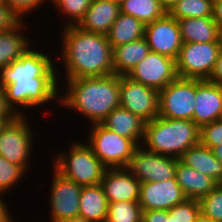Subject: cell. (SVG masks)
I'll return each instance as SVG.
<instances>
[{
	"instance_id": "cell-1",
	"label": "cell",
	"mask_w": 222,
	"mask_h": 222,
	"mask_svg": "<svg viewBox=\"0 0 222 222\" xmlns=\"http://www.w3.org/2000/svg\"><path fill=\"white\" fill-rule=\"evenodd\" d=\"M34 46L0 70V85L4 88L7 105L17 116H26L28 109L49 106L53 101L56 106L60 103L58 74L61 67L56 65L57 55L39 51L35 49L36 44Z\"/></svg>"
},
{
	"instance_id": "cell-2",
	"label": "cell",
	"mask_w": 222,
	"mask_h": 222,
	"mask_svg": "<svg viewBox=\"0 0 222 222\" xmlns=\"http://www.w3.org/2000/svg\"><path fill=\"white\" fill-rule=\"evenodd\" d=\"M61 28V45H58L61 53L56 52V60L63 65L64 79L114 74L113 48L106 35L87 32L76 25Z\"/></svg>"
},
{
	"instance_id": "cell-3",
	"label": "cell",
	"mask_w": 222,
	"mask_h": 222,
	"mask_svg": "<svg viewBox=\"0 0 222 222\" xmlns=\"http://www.w3.org/2000/svg\"><path fill=\"white\" fill-rule=\"evenodd\" d=\"M61 75L60 72L58 79L60 89L64 88V91L60 90L59 105L79 113V116L82 114L81 117L87 119L89 125L101 123L113 109L120 106L119 75L78 79H63Z\"/></svg>"
},
{
	"instance_id": "cell-4",
	"label": "cell",
	"mask_w": 222,
	"mask_h": 222,
	"mask_svg": "<svg viewBox=\"0 0 222 222\" xmlns=\"http://www.w3.org/2000/svg\"><path fill=\"white\" fill-rule=\"evenodd\" d=\"M200 128L192 120L157 116L146 122L142 146L151 152L176 159L199 143Z\"/></svg>"
},
{
	"instance_id": "cell-5",
	"label": "cell",
	"mask_w": 222,
	"mask_h": 222,
	"mask_svg": "<svg viewBox=\"0 0 222 222\" xmlns=\"http://www.w3.org/2000/svg\"><path fill=\"white\" fill-rule=\"evenodd\" d=\"M73 141L69 150L56 151L51 164L66 178L80 186H92L101 183L106 167L95 156L91 147L83 140ZM54 160V161H53Z\"/></svg>"
},
{
	"instance_id": "cell-6",
	"label": "cell",
	"mask_w": 222,
	"mask_h": 222,
	"mask_svg": "<svg viewBox=\"0 0 222 222\" xmlns=\"http://www.w3.org/2000/svg\"><path fill=\"white\" fill-rule=\"evenodd\" d=\"M85 142L106 168H126L138 145L101 123L92 124Z\"/></svg>"
},
{
	"instance_id": "cell-7",
	"label": "cell",
	"mask_w": 222,
	"mask_h": 222,
	"mask_svg": "<svg viewBox=\"0 0 222 222\" xmlns=\"http://www.w3.org/2000/svg\"><path fill=\"white\" fill-rule=\"evenodd\" d=\"M28 117L16 116L0 132V156L22 167L26 172L31 165V154H34L32 151L35 150L33 143L37 140L33 137L35 130H32Z\"/></svg>"
},
{
	"instance_id": "cell-8",
	"label": "cell",
	"mask_w": 222,
	"mask_h": 222,
	"mask_svg": "<svg viewBox=\"0 0 222 222\" xmlns=\"http://www.w3.org/2000/svg\"><path fill=\"white\" fill-rule=\"evenodd\" d=\"M221 49L222 42L183 43L175 60L177 76L208 80Z\"/></svg>"
},
{
	"instance_id": "cell-9",
	"label": "cell",
	"mask_w": 222,
	"mask_h": 222,
	"mask_svg": "<svg viewBox=\"0 0 222 222\" xmlns=\"http://www.w3.org/2000/svg\"><path fill=\"white\" fill-rule=\"evenodd\" d=\"M196 79L177 77L159 91V117L192 120L195 110Z\"/></svg>"
},
{
	"instance_id": "cell-10",
	"label": "cell",
	"mask_w": 222,
	"mask_h": 222,
	"mask_svg": "<svg viewBox=\"0 0 222 222\" xmlns=\"http://www.w3.org/2000/svg\"><path fill=\"white\" fill-rule=\"evenodd\" d=\"M178 159L160 155L138 146L126 169L140 182H161L176 177Z\"/></svg>"
},
{
	"instance_id": "cell-11",
	"label": "cell",
	"mask_w": 222,
	"mask_h": 222,
	"mask_svg": "<svg viewBox=\"0 0 222 222\" xmlns=\"http://www.w3.org/2000/svg\"><path fill=\"white\" fill-rule=\"evenodd\" d=\"M49 202L50 222H60L79 215L82 186L66 178L52 166Z\"/></svg>"
},
{
	"instance_id": "cell-12",
	"label": "cell",
	"mask_w": 222,
	"mask_h": 222,
	"mask_svg": "<svg viewBox=\"0 0 222 222\" xmlns=\"http://www.w3.org/2000/svg\"><path fill=\"white\" fill-rule=\"evenodd\" d=\"M120 106L150 122L159 115V91L120 76Z\"/></svg>"
},
{
	"instance_id": "cell-13",
	"label": "cell",
	"mask_w": 222,
	"mask_h": 222,
	"mask_svg": "<svg viewBox=\"0 0 222 222\" xmlns=\"http://www.w3.org/2000/svg\"><path fill=\"white\" fill-rule=\"evenodd\" d=\"M127 77L160 91L178 76L174 59L150 51L146 58L130 71Z\"/></svg>"
},
{
	"instance_id": "cell-14",
	"label": "cell",
	"mask_w": 222,
	"mask_h": 222,
	"mask_svg": "<svg viewBox=\"0 0 222 222\" xmlns=\"http://www.w3.org/2000/svg\"><path fill=\"white\" fill-rule=\"evenodd\" d=\"M144 38L150 51L176 60L183 45L177 19L168 13L145 25Z\"/></svg>"
},
{
	"instance_id": "cell-15",
	"label": "cell",
	"mask_w": 222,
	"mask_h": 222,
	"mask_svg": "<svg viewBox=\"0 0 222 222\" xmlns=\"http://www.w3.org/2000/svg\"><path fill=\"white\" fill-rule=\"evenodd\" d=\"M186 199L176 177L168 181L140 183L138 202L142 211L169 210Z\"/></svg>"
},
{
	"instance_id": "cell-16",
	"label": "cell",
	"mask_w": 222,
	"mask_h": 222,
	"mask_svg": "<svg viewBox=\"0 0 222 222\" xmlns=\"http://www.w3.org/2000/svg\"><path fill=\"white\" fill-rule=\"evenodd\" d=\"M193 121L202 125L222 119V86L208 80L196 79Z\"/></svg>"
},
{
	"instance_id": "cell-17",
	"label": "cell",
	"mask_w": 222,
	"mask_h": 222,
	"mask_svg": "<svg viewBox=\"0 0 222 222\" xmlns=\"http://www.w3.org/2000/svg\"><path fill=\"white\" fill-rule=\"evenodd\" d=\"M100 184L108 203L139 201L140 182L126 168H106Z\"/></svg>"
},
{
	"instance_id": "cell-18",
	"label": "cell",
	"mask_w": 222,
	"mask_h": 222,
	"mask_svg": "<svg viewBox=\"0 0 222 222\" xmlns=\"http://www.w3.org/2000/svg\"><path fill=\"white\" fill-rule=\"evenodd\" d=\"M120 12V4L112 0H92L84 17L76 26L87 32L107 35Z\"/></svg>"
},
{
	"instance_id": "cell-19",
	"label": "cell",
	"mask_w": 222,
	"mask_h": 222,
	"mask_svg": "<svg viewBox=\"0 0 222 222\" xmlns=\"http://www.w3.org/2000/svg\"><path fill=\"white\" fill-rule=\"evenodd\" d=\"M101 124L120 136L133 140L138 146L142 144L146 122L121 106L113 109Z\"/></svg>"
},
{
	"instance_id": "cell-20",
	"label": "cell",
	"mask_w": 222,
	"mask_h": 222,
	"mask_svg": "<svg viewBox=\"0 0 222 222\" xmlns=\"http://www.w3.org/2000/svg\"><path fill=\"white\" fill-rule=\"evenodd\" d=\"M26 21V19L20 21L12 29L0 32V70L19 59L33 47L30 42L32 38H29L30 34L28 36L25 33L27 24L24 22Z\"/></svg>"
},
{
	"instance_id": "cell-21",
	"label": "cell",
	"mask_w": 222,
	"mask_h": 222,
	"mask_svg": "<svg viewBox=\"0 0 222 222\" xmlns=\"http://www.w3.org/2000/svg\"><path fill=\"white\" fill-rule=\"evenodd\" d=\"M183 43L222 42L221 33L212 16L177 20Z\"/></svg>"
},
{
	"instance_id": "cell-22",
	"label": "cell",
	"mask_w": 222,
	"mask_h": 222,
	"mask_svg": "<svg viewBox=\"0 0 222 222\" xmlns=\"http://www.w3.org/2000/svg\"><path fill=\"white\" fill-rule=\"evenodd\" d=\"M176 180L187 199L200 200L219 183L210 176L182 164L178 159Z\"/></svg>"
},
{
	"instance_id": "cell-23",
	"label": "cell",
	"mask_w": 222,
	"mask_h": 222,
	"mask_svg": "<svg viewBox=\"0 0 222 222\" xmlns=\"http://www.w3.org/2000/svg\"><path fill=\"white\" fill-rule=\"evenodd\" d=\"M179 161L222 184V163L214 156L212 149L200 142L185 151Z\"/></svg>"
},
{
	"instance_id": "cell-24",
	"label": "cell",
	"mask_w": 222,
	"mask_h": 222,
	"mask_svg": "<svg viewBox=\"0 0 222 222\" xmlns=\"http://www.w3.org/2000/svg\"><path fill=\"white\" fill-rule=\"evenodd\" d=\"M150 52V47L143 37L137 41L113 47L114 74L127 76Z\"/></svg>"
},
{
	"instance_id": "cell-25",
	"label": "cell",
	"mask_w": 222,
	"mask_h": 222,
	"mask_svg": "<svg viewBox=\"0 0 222 222\" xmlns=\"http://www.w3.org/2000/svg\"><path fill=\"white\" fill-rule=\"evenodd\" d=\"M108 201L101 184L83 186L79 215L89 222H102L107 217Z\"/></svg>"
},
{
	"instance_id": "cell-26",
	"label": "cell",
	"mask_w": 222,
	"mask_h": 222,
	"mask_svg": "<svg viewBox=\"0 0 222 222\" xmlns=\"http://www.w3.org/2000/svg\"><path fill=\"white\" fill-rule=\"evenodd\" d=\"M144 33L145 24L142 21L120 12L106 36L113 48L137 41L144 37Z\"/></svg>"
},
{
	"instance_id": "cell-27",
	"label": "cell",
	"mask_w": 222,
	"mask_h": 222,
	"mask_svg": "<svg viewBox=\"0 0 222 222\" xmlns=\"http://www.w3.org/2000/svg\"><path fill=\"white\" fill-rule=\"evenodd\" d=\"M120 9L122 13L137 18L145 25L168 13L158 0H124Z\"/></svg>"
},
{
	"instance_id": "cell-28",
	"label": "cell",
	"mask_w": 222,
	"mask_h": 222,
	"mask_svg": "<svg viewBox=\"0 0 222 222\" xmlns=\"http://www.w3.org/2000/svg\"><path fill=\"white\" fill-rule=\"evenodd\" d=\"M213 0H180L168 11L173 18H199L212 16Z\"/></svg>"
},
{
	"instance_id": "cell-29",
	"label": "cell",
	"mask_w": 222,
	"mask_h": 222,
	"mask_svg": "<svg viewBox=\"0 0 222 222\" xmlns=\"http://www.w3.org/2000/svg\"><path fill=\"white\" fill-rule=\"evenodd\" d=\"M106 219L110 222H141L142 208L138 201L108 203Z\"/></svg>"
},
{
	"instance_id": "cell-30",
	"label": "cell",
	"mask_w": 222,
	"mask_h": 222,
	"mask_svg": "<svg viewBox=\"0 0 222 222\" xmlns=\"http://www.w3.org/2000/svg\"><path fill=\"white\" fill-rule=\"evenodd\" d=\"M92 0H52L54 9L62 13V20L65 24L62 26L77 25L79 21L84 17L86 11L91 5ZM64 17L66 19H64Z\"/></svg>"
},
{
	"instance_id": "cell-31",
	"label": "cell",
	"mask_w": 222,
	"mask_h": 222,
	"mask_svg": "<svg viewBox=\"0 0 222 222\" xmlns=\"http://www.w3.org/2000/svg\"><path fill=\"white\" fill-rule=\"evenodd\" d=\"M26 172L17 164L8 162L4 157L0 156V195L4 196L11 189H14L18 183L25 178Z\"/></svg>"
},
{
	"instance_id": "cell-32",
	"label": "cell",
	"mask_w": 222,
	"mask_h": 222,
	"mask_svg": "<svg viewBox=\"0 0 222 222\" xmlns=\"http://www.w3.org/2000/svg\"><path fill=\"white\" fill-rule=\"evenodd\" d=\"M201 212L215 222H222V184H218L211 192L200 200Z\"/></svg>"
},
{
	"instance_id": "cell-33",
	"label": "cell",
	"mask_w": 222,
	"mask_h": 222,
	"mask_svg": "<svg viewBox=\"0 0 222 222\" xmlns=\"http://www.w3.org/2000/svg\"><path fill=\"white\" fill-rule=\"evenodd\" d=\"M201 211L200 202L197 199H186L168 210L173 222H195Z\"/></svg>"
},
{
	"instance_id": "cell-34",
	"label": "cell",
	"mask_w": 222,
	"mask_h": 222,
	"mask_svg": "<svg viewBox=\"0 0 222 222\" xmlns=\"http://www.w3.org/2000/svg\"><path fill=\"white\" fill-rule=\"evenodd\" d=\"M199 142L210 149L222 145V119L202 125Z\"/></svg>"
},
{
	"instance_id": "cell-35",
	"label": "cell",
	"mask_w": 222,
	"mask_h": 222,
	"mask_svg": "<svg viewBox=\"0 0 222 222\" xmlns=\"http://www.w3.org/2000/svg\"><path fill=\"white\" fill-rule=\"evenodd\" d=\"M45 3L44 0H6V4L20 21H24L26 17L28 18L31 12L39 11V7L42 8L41 5H45Z\"/></svg>"
},
{
	"instance_id": "cell-36",
	"label": "cell",
	"mask_w": 222,
	"mask_h": 222,
	"mask_svg": "<svg viewBox=\"0 0 222 222\" xmlns=\"http://www.w3.org/2000/svg\"><path fill=\"white\" fill-rule=\"evenodd\" d=\"M20 19L11 11L6 3H0V32L12 29Z\"/></svg>"
},
{
	"instance_id": "cell-37",
	"label": "cell",
	"mask_w": 222,
	"mask_h": 222,
	"mask_svg": "<svg viewBox=\"0 0 222 222\" xmlns=\"http://www.w3.org/2000/svg\"><path fill=\"white\" fill-rule=\"evenodd\" d=\"M141 222H173L168 210H146L142 211Z\"/></svg>"
},
{
	"instance_id": "cell-38",
	"label": "cell",
	"mask_w": 222,
	"mask_h": 222,
	"mask_svg": "<svg viewBox=\"0 0 222 222\" xmlns=\"http://www.w3.org/2000/svg\"><path fill=\"white\" fill-rule=\"evenodd\" d=\"M208 81L222 86V49L218 55L214 70Z\"/></svg>"
},
{
	"instance_id": "cell-39",
	"label": "cell",
	"mask_w": 222,
	"mask_h": 222,
	"mask_svg": "<svg viewBox=\"0 0 222 222\" xmlns=\"http://www.w3.org/2000/svg\"><path fill=\"white\" fill-rule=\"evenodd\" d=\"M212 18L222 33V0H213Z\"/></svg>"
},
{
	"instance_id": "cell-40",
	"label": "cell",
	"mask_w": 222,
	"mask_h": 222,
	"mask_svg": "<svg viewBox=\"0 0 222 222\" xmlns=\"http://www.w3.org/2000/svg\"><path fill=\"white\" fill-rule=\"evenodd\" d=\"M3 198L0 195V222H15L11 215L10 207H8V204L5 202L6 200H3Z\"/></svg>"
},
{
	"instance_id": "cell-41",
	"label": "cell",
	"mask_w": 222,
	"mask_h": 222,
	"mask_svg": "<svg viewBox=\"0 0 222 222\" xmlns=\"http://www.w3.org/2000/svg\"><path fill=\"white\" fill-rule=\"evenodd\" d=\"M0 116H17L7 105L4 88L0 85Z\"/></svg>"
},
{
	"instance_id": "cell-42",
	"label": "cell",
	"mask_w": 222,
	"mask_h": 222,
	"mask_svg": "<svg viewBox=\"0 0 222 222\" xmlns=\"http://www.w3.org/2000/svg\"><path fill=\"white\" fill-rule=\"evenodd\" d=\"M164 9L168 12L180 0H158Z\"/></svg>"
},
{
	"instance_id": "cell-43",
	"label": "cell",
	"mask_w": 222,
	"mask_h": 222,
	"mask_svg": "<svg viewBox=\"0 0 222 222\" xmlns=\"http://www.w3.org/2000/svg\"><path fill=\"white\" fill-rule=\"evenodd\" d=\"M16 116H0V132L7 125V123L14 119Z\"/></svg>"
},
{
	"instance_id": "cell-44",
	"label": "cell",
	"mask_w": 222,
	"mask_h": 222,
	"mask_svg": "<svg viewBox=\"0 0 222 222\" xmlns=\"http://www.w3.org/2000/svg\"><path fill=\"white\" fill-rule=\"evenodd\" d=\"M195 222H215V221L200 211Z\"/></svg>"
},
{
	"instance_id": "cell-45",
	"label": "cell",
	"mask_w": 222,
	"mask_h": 222,
	"mask_svg": "<svg viewBox=\"0 0 222 222\" xmlns=\"http://www.w3.org/2000/svg\"><path fill=\"white\" fill-rule=\"evenodd\" d=\"M214 156L222 163V145L214 147L212 149Z\"/></svg>"
},
{
	"instance_id": "cell-46",
	"label": "cell",
	"mask_w": 222,
	"mask_h": 222,
	"mask_svg": "<svg viewBox=\"0 0 222 222\" xmlns=\"http://www.w3.org/2000/svg\"><path fill=\"white\" fill-rule=\"evenodd\" d=\"M60 222H89V221L85 220L83 217L78 215V216H74L72 218L64 219Z\"/></svg>"
},
{
	"instance_id": "cell-47",
	"label": "cell",
	"mask_w": 222,
	"mask_h": 222,
	"mask_svg": "<svg viewBox=\"0 0 222 222\" xmlns=\"http://www.w3.org/2000/svg\"><path fill=\"white\" fill-rule=\"evenodd\" d=\"M115 3L121 4L124 0H112Z\"/></svg>"
},
{
	"instance_id": "cell-48",
	"label": "cell",
	"mask_w": 222,
	"mask_h": 222,
	"mask_svg": "<svg viewBox=\"0 0 222 222\" xmlns=\"http://www.w3.org/2000/svg\"><path fill=\"white\" fill-rule=\"evenodd\" d=\"M0 3H6V0H0Z\"/></svg>"
}]
</instances>
